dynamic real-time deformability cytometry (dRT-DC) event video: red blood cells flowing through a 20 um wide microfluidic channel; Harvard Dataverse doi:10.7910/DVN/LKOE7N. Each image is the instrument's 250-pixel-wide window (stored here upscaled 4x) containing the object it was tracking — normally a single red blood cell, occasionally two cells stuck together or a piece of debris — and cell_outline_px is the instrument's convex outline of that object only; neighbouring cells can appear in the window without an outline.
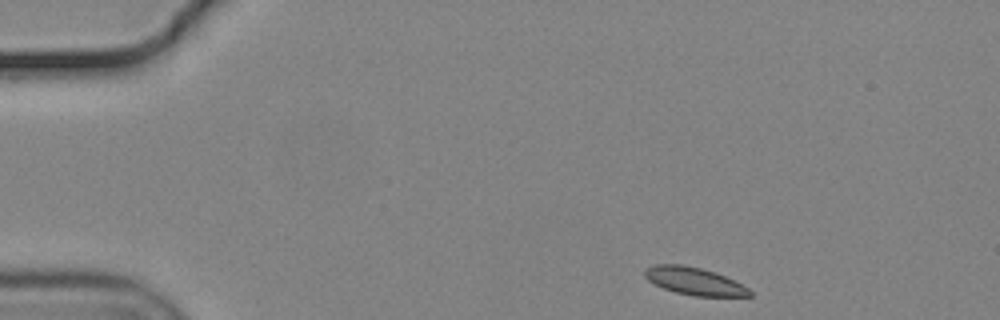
{"species": "common noctule bat (a hibernating species)", "species_latin": "Nyctalus noctula", "temperature_condition": "cold", "stored_images_in_passage": 48, "camera_frame_rate_fps": 3000, "um_per_image_px": 0.085, "animal": {"sex": "male", "body_mass_g": 19.2, "forearm_length_mm": 51.8}, "frame": {"image": 1, "passage_image": 1, "time_ms": 0.0, "image_size_px": [1000, 320], "cell_outline_px": [[752, 296], [692, 296], [676, 292], [664, 288], [648, 280], [644, 276], [644, 268], [656, 264], [680, 264], [700, 268], [716, 272], [748, 288], [752, 292]], "centroid_in_image_um": [58.99, 23.89], "position_along_channel_um": 26.0, "area_um2": 16.7}}
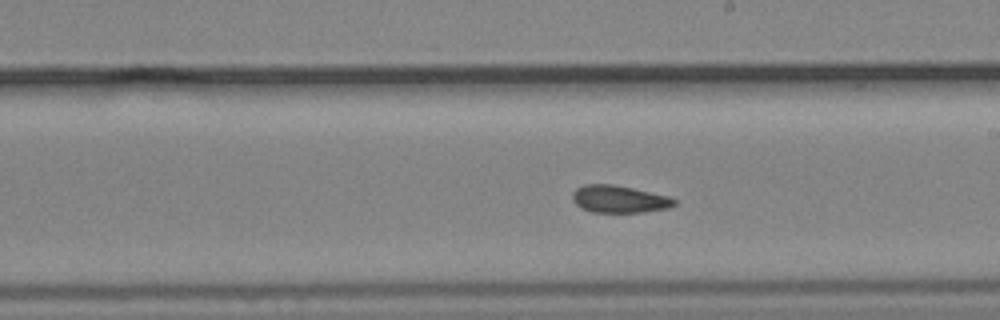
{"frame": {"image": 2, "passage_image": 25, "time_ms": 8.0, "image_size_px": [1000, 320], "cell_outline_px": [[676, 204], [668, 208], [644, 212], [592, 212], [580, 208], [572, 200], [572, 192], [576, 188], [584, 184], [612, 184], [632, 188], [668, 196], [676, 200]], "centroid_in_image_um": [52.59, 16.92], "position_along_channel_um": 236.4, "area_um2": 16.24}}
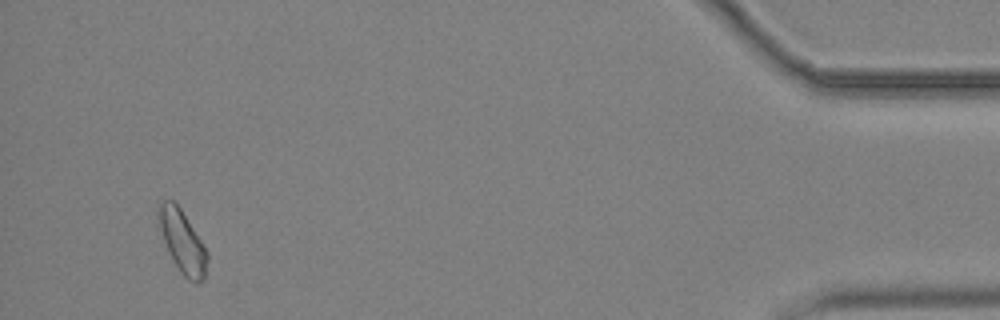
{"frame": {"image": 3, "passage_image": 46, "time_ms": 15.0, "image_size_px": [1000, 320], "cell_outline_px": [[208, 260], [204, 280], [196, 284], [188, 280], [180, 272], [172, 260], [168, 252], [156, 224], [156, 212], [160, 204], [164, 200], [172, 200], [180, 208], [208, 252]], "centroid_in_image_um": [15.47, 20.56], "position_along_channel_um": 419.7, "area_um2": 18.03}, "authors_computed_cell_mechanics": {"area_um2": 16.6753, "velocity_mm_per_s": 3.6836, "shape_relaxation_time_tau1_ms": 3.4596, "shape_relaxation_time_tau2_ms": 1.8702, "deformation_change_tau1": 0.0932, "deformation_change_tau2": 0.0589}}